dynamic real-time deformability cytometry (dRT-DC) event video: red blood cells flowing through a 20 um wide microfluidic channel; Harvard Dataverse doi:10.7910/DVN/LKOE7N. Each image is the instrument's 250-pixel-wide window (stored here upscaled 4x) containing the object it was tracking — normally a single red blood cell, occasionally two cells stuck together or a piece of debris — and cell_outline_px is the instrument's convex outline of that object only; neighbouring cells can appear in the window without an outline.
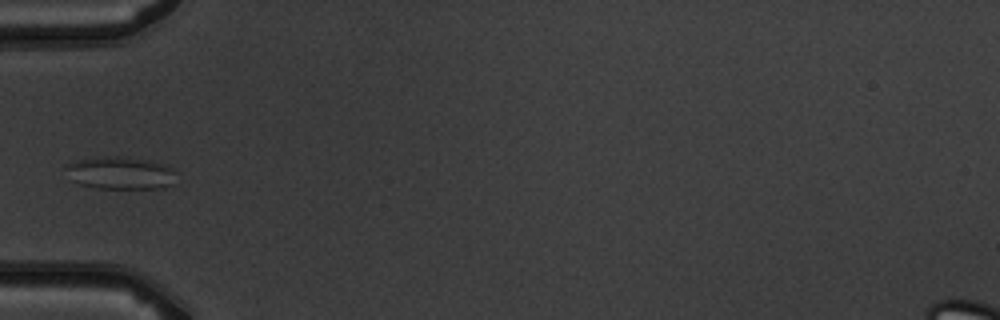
{"species": "common noctule bat (a hibernating species)", "species_latin": "Nyctalus noctula", "temperature_condition": "warm", "stored_images_in_passage": 8, "camera_frame_rate_fps": 3000, "um_per_image_px": 0.085, "animal": {"sex": "male", "body_mass_g": 19.5, "forearm_length_mm": 54.6}, "frame": {"image": 1, "passage_image": 6, "time_ms": 6.0, "image_size_px": [1000, 320], "cell_outline_px": [[172, 184], [164, 188], [96, 188], [80, 184], [72, 180], [64, 168], [64, 164], [76, 160], [100, 156], [120, 156], [148, 160], [164, 164], [172, 168]], "centroid_in_image_um": [10.15, 14.69], "position_along_channel_um": 74.8, "area_um2": 20.92}}
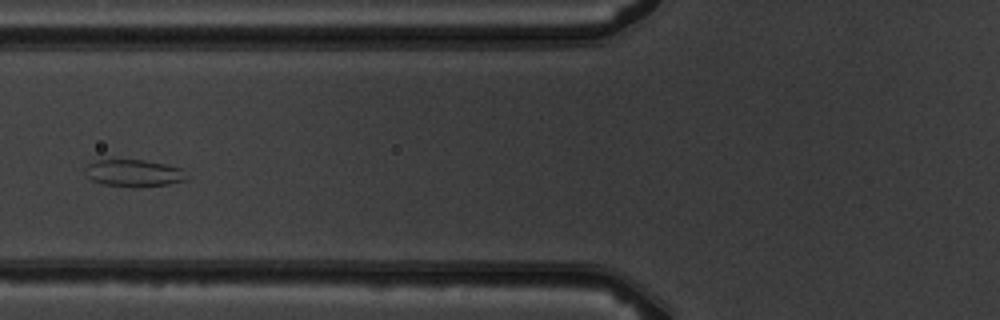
{"frame": {"image": 2, "passage_image": 7, "time_ms": 7.0, "image_size_px": [1000, 320], "cell_outline_px": [[184, 180], [168, 184], [140, 188], [132, 188], [104, 184], [92, 180], [84, 172], [84, 168], [88, 164], [96, 160], [144, 160], [164, 164], [180, 168]], "centroid_in_image_um": [11.28, 14.73], "position_along_channel_um": 114.5, "area_um2": 15.84}}
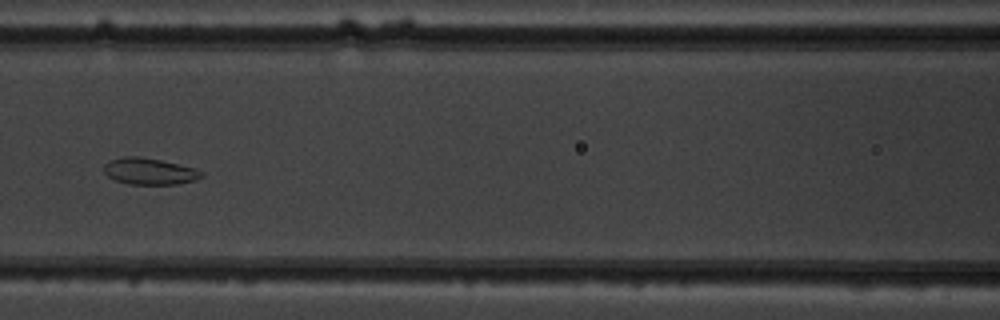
{"frame": {"image": 3, "passage_image": 8, "time_ms": 8.0, "image_size_px": [1000, 320], "cell_outline_px": [[204, 176], [196, 180], [176, 184], [128, 184], [116, 180], [108, 176], [104, 172], [104, 164], [108, 160], [124, 156], [140, 156], [160, 160], [196, 168], [204, 172]], "centroid_in_image_um": [12.71, 14.55], "position_along_channel_um": 153.9, "area_um2": 15.2}}